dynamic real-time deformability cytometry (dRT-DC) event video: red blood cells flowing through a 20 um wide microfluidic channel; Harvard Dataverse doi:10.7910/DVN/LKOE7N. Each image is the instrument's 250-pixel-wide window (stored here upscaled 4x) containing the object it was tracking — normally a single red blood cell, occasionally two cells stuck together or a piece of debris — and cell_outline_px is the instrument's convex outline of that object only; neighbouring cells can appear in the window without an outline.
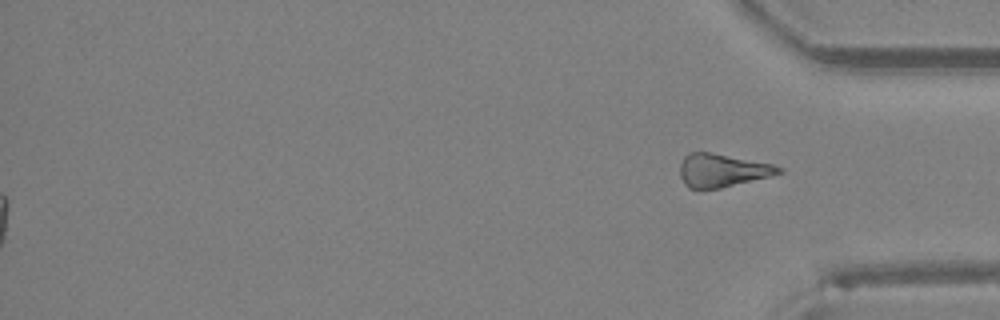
{"species": "Egyptian fruit bat (a non-hibernating species)", "species_latin": "Rousettus aegyptiacus", "temperature_condition": "room temperature", "stored_images_in_passage": 33, "segment_of_instrument_passage": [2, 2], "camera_frame_rate_fps": 3000, "um_per_image_px": 0.085, "animal": {"sex": "female"}, "frame": {"image": 1, "passage_image": 33, "time_ms": 10.667, "image_size_px": [1000, 320], "cell_outline_px": [[784, 172], [772, 176], [720, 188], [688, 188], [684, 184], [680, 176], [680, 164], [684, 156], [688, 152], [712, 152], [772, 164], [784, 168]], "centroid_in_image_um": [61.39, 14.47], "position_along_channel_um": 373.8, "area_um2": 19.19}}